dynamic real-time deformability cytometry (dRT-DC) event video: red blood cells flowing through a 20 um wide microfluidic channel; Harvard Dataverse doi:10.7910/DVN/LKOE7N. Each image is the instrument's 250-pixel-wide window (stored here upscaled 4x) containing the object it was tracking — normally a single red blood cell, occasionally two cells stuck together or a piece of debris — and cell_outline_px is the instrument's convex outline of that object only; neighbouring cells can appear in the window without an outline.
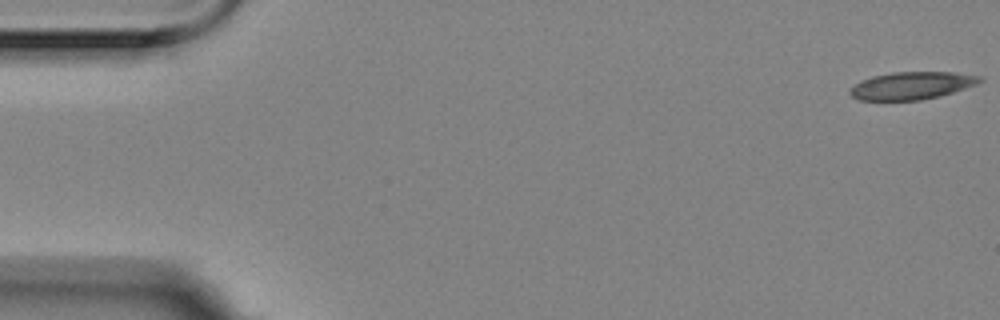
{"species": "Egyptian fruit bat (a non-hibernating species)", "species_latin": "Rousettus aegyptiacus", "temperature_condition": "room temperature", "stored_images_in_passage": 5, "camera_frame_rate_fps": 3000, "um_per_image_px": 0.085, "animal": {"sex": "female"}, "frame": {"image": 1, "passage_image": 1, "time_ms": 0.0, "image_size_px": [1000, 320], "cell_outline_px": [[984, 80], [976, 84], [940, 96], [920, 100], [860, 100], [852, 96], [848, 92], [860, 80], [872, 76], [892, 72], [956, 72], [980, 76]], "centroid_in_image_um": [77.49, 7.27], "position_along_channel_um": 7.5, "area_um2": 20.75}}
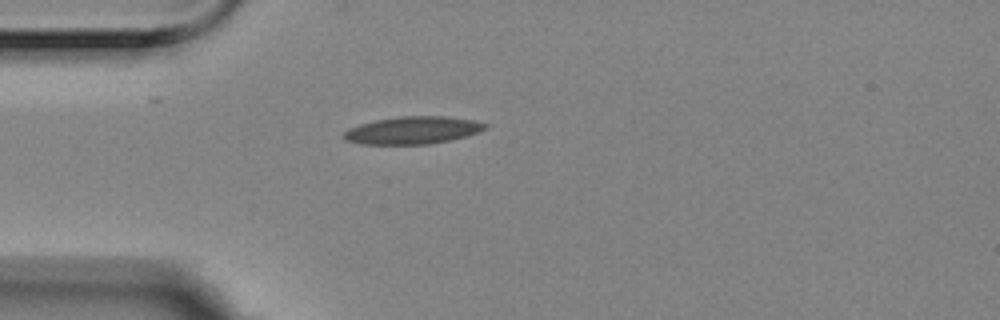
{"frame": {"image": 2, "passage_image": 5, "time_ms": 1.333, "image_size_px": [1000, 320], "cell_outline_px": [[488, 128], [480, 132], [468, 136], [428, 144], [360, 144], [344, 140], [340, 136], [348, 128], [360, 124], [376, 120], [400, 116], [444, 116], [476, 120], [488, 124]], "centroid_in_image_um": [35.09, 11.07], "position_along_channel_um": 49.9, "area_um2": 22.89}}